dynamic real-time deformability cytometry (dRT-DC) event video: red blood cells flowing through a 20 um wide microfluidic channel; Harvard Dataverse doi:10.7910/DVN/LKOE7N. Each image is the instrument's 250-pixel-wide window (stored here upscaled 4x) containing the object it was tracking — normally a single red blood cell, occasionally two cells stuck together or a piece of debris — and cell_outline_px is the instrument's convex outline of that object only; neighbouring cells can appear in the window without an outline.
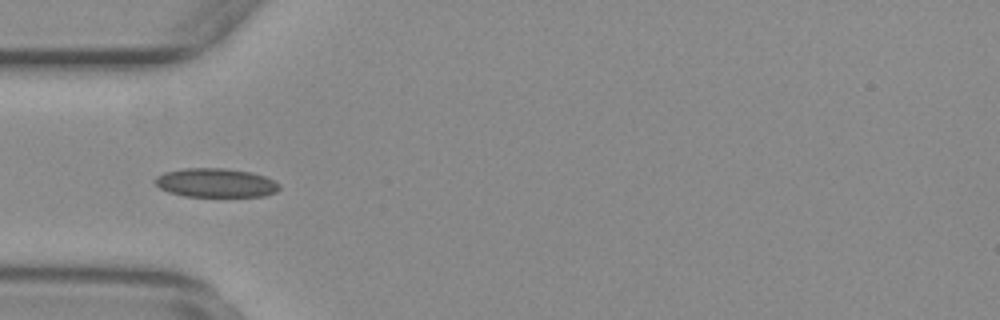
{"species": "common noctule bat (a hibernating species)", "species_latin": "Nyctalus noctula", "temperature_condition": "warm", "stored_images_in_passage": 36, "camera_frame_rate_fps": 3000, "um_per_image_px": 0.085, "animal": {"sex": "female", "body_mass_g": 29.2, "forearm_length_mm": 56.3}, "frame": {"image": 1, "passage_image": 2, "time_ms": 0.333, "image_size_px": [1000, 320], "cell_outline_px": [[280, 188], [276, 192], [264, 196], [184, 196], [168, 192], [160, 188], [152, 180], [156, 176], [164, 172], [184, 168], [224, 168], [252, 172], [276, 180], [280, 184]], "centroid_in_image_um": [18.34, 15.53], "position_along_channel_um": 66.7, "area_um2": 21.15}}
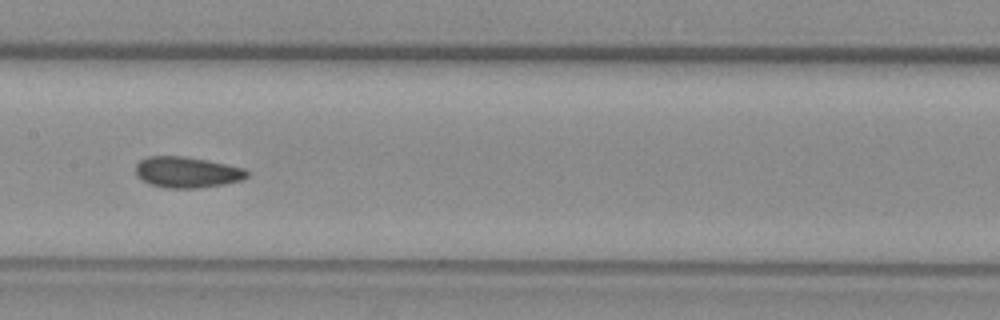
{"frame": {"image": 2, "passage_image": 12, "time_ms": 3.667, "image_size_px": [1000, 320], "cell_outline_px": [[248, 176], [244, 180], [224, 184], [196, 188], [164, 188], [140, 180], [136, 176], [136, 164], [140, 160], [148, 156], [184, 156], [244, 168], [248, 172]], "centroid_in_image_um": [15.87, 14.65], "position_along_channel_um": 191.5, "area_um2": 20.06}}
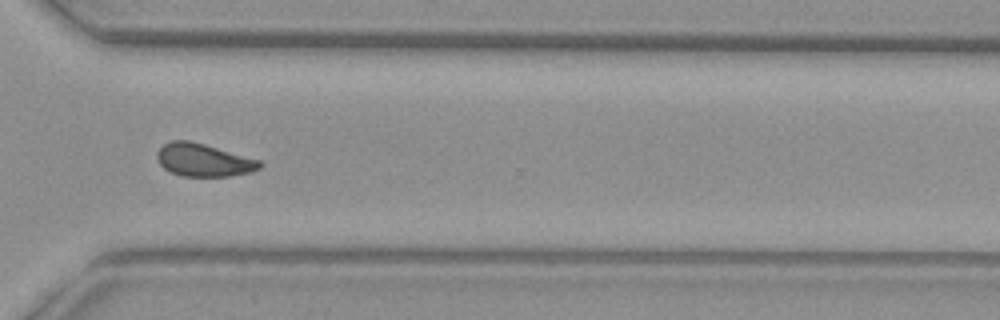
{"frame": {"image": 3, "passage_image": 25, "time_ms": 8.0, "image_size_px": [1000, 320], "cell_outline_px": [[264, 164], [260, 168], [252, 172], [228, 176], [180, 176], [164, 168], [160, 164], [156, 156], [156, 152], [164, 144], [172, 140], [188, 140], [204, 144], [260, 160]], "centroid_in_image_um": [17.31, 13.61], "position_along_channel_um": 353.3, "area_um2": 19.59}, "authors_computed_cell_mechanics": {"area_um2": 19.9988, "velocity_mm_per_s": 3.7338, "shape_relaxation_time_tau1_ms": null, "shape_relaxation_time_tau2_ms": 1.9033, "deformation_change_tau1": null, "deformation_change_tau2": 0.0706}}